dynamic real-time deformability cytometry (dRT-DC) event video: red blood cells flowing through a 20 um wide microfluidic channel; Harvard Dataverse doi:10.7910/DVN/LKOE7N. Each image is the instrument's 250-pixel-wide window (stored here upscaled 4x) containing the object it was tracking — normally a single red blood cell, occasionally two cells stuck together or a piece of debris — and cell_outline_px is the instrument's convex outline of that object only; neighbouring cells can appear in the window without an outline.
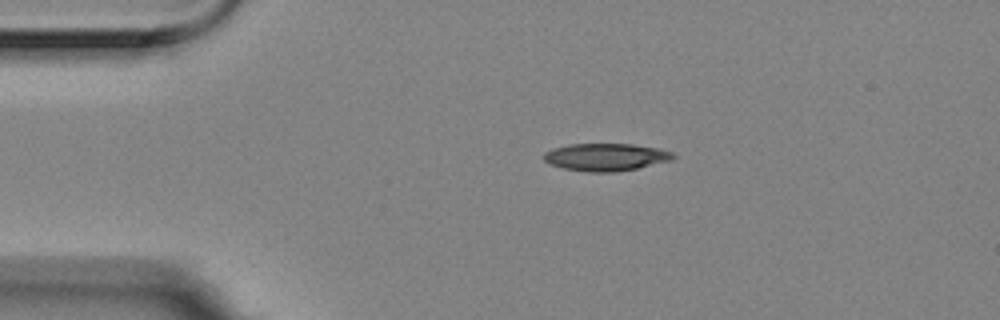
{"species": "Egyptian fruit bat (a non-hibernating species)", "species_latin": "Rousettus aegyptiacus", "temperature_condition": "room temperature", "stored_images_in_passage": 4, "camera_frame_rate_fps": 3000, "um_per_image_px": 0.085, "animal": {"sex": "female"}, "frame": {"image": 1, "passage_image": 1, "time_ms": 0.0, "image_size_px": [1000, 320], "cell_outline_px": [[676, 156], [672, 160], [636, 168], [616, 172], [588, 172], [564, 168], [548, 164], [544, 160], [544, 152], [552, 148], [568, 144], [632, 144], [660, 148], [672, 152]], "centroid_in_image_um": [51.48, 13.34], "position_along_channel_um": 33.5, "area_um2": 20.81}}
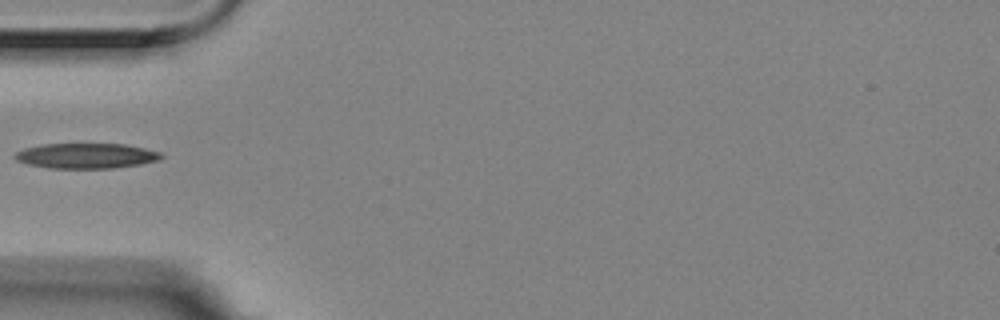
{"frame": {"image": 2, "passage_image": 3, "time_ms": 0.667, "image_size_px": [1000, 320], "cell_outline_px": [[164, 156], [160, 160], [140, 164], [112, 168], [48, 168], [28, 164], [16, 160], [12, 156], [16, 152], [24, 148], [40, 144], [124, 144], [144, 148], [160, 152]], "centroid_in_image_um": [7.31, 13.24], "position_along_channel_um": 77.7, "area_um2": 21.56}}
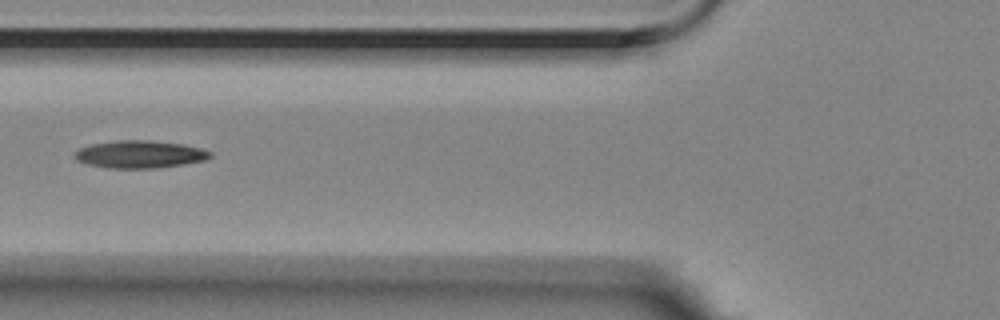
{"frame": {"image": 3, "passage_image": 4, "time_ms": 1.0, "image_size_px": [1000, 320], "cell_outline_px": [[212, 156], [204, 160], [184, 164], [156, 168], [104, 168], [88, 164], [76, 160], [72, 156], [72, 152], [80, 148], [92, 144], [116, 140], [148, 140], [184, 144], [200, 148], [212, 152]], "centroid_in_image_um": [11.84, 13.11], "position_along_channel_um": 114.0, "area_um2": 21.91}}